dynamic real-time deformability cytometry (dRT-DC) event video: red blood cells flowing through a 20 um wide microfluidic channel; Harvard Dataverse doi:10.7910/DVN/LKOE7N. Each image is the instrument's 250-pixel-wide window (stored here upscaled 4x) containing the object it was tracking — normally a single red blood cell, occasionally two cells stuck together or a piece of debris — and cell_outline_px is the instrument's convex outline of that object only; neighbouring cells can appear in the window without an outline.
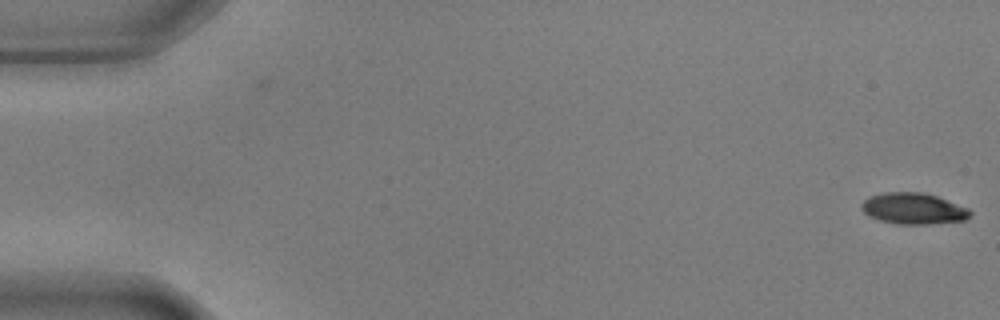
{"species": "common noctule bat (a hibernating species)", "species_latin": "Nyctalus noctula", "temperature_condition": "warm", "stored_images_in_passage": 4, "camera_frame_rate_fps": 3000, "um_per_image_px": 0.085, "animal": {"sex": "male", "body_mass_g": 17.9, "forearm_length_mm": 54.2}, "frame": {"image": 1, "passage_image": 4, "time_ms": 1.0, "image_size_px": [1000, 320], "cell_outline_px": [[972, 212], [964, 220], [928, 224], [900, 224], [880, 220], [868, 216], [860, 208], [860, 204], [868, 196], [884, 192], [924, 192], [936, 196], [968, 208]], "centroid_in_image_um": [77.59, 17.72], "position_along_channel_um": 7.4, "area_um2": 19.71}}